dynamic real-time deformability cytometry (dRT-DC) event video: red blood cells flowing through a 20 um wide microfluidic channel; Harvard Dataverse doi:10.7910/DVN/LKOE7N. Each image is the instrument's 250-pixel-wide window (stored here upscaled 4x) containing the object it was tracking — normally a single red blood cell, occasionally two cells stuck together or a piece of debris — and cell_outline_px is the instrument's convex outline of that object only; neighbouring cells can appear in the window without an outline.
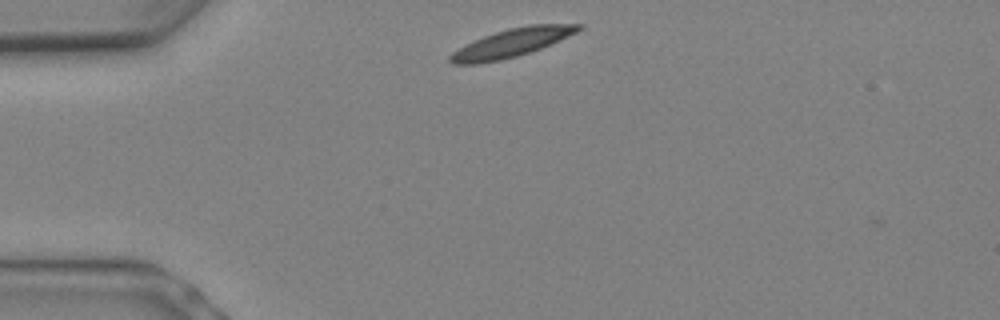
{"species": "Egyptian fruit bat (a non-hibernating species)", "species_latin": "Rousettus aegyptiacus", "temperature_condition": "warm", "stored_images_in_passage": 5, "camera_frame_rate_fps": 3000, "um_per_image_px": 0.085, "animal": {"sex": "female"}, "frame": {"image": 1, "passage_image": 1, "time_ms": 0.0, "image_size_px": [1000, 320], "cell_outline_px": [[584, 28], [576, 32], [540, 48], [516, 56], [500, 60], [476, 64], [452, 64], [448, 60], [448, 56], [452, 52], [464, 44], [484, 36], [508, 28], [528, 24], [584, 24]], "centroid_in_image_um": [43.44, 3.64], "position_along_channel_um": 41.6, "area_um2": 20.98}}
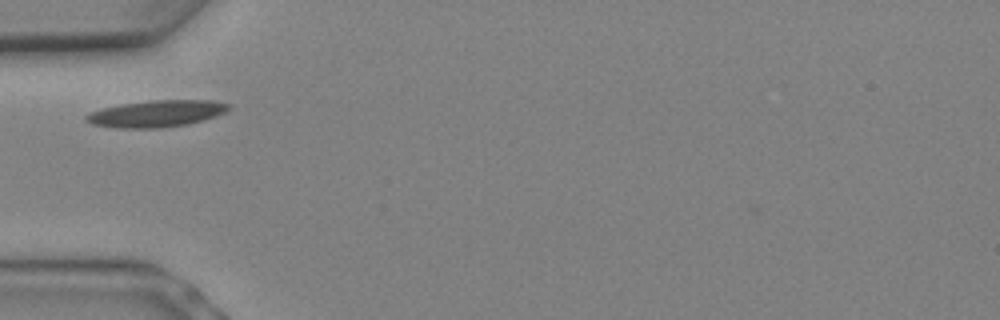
{"frame": {"image": 2, "passage_image": 3, "time_ms": 0.667, "image_size_px": [1000, 320], "cell_outline_px": [[232, 104], [224, 112], [188, 124], [156, 128], [116, 128], [92, 124], [84, 120], [84, 116], [88, 112], [120, 104], [152, 100], [212, 100]], "centroid_in_image_um": [13.23, 9.65], "position_along_channel_um": 71.8, "area_um2": 22.02}}